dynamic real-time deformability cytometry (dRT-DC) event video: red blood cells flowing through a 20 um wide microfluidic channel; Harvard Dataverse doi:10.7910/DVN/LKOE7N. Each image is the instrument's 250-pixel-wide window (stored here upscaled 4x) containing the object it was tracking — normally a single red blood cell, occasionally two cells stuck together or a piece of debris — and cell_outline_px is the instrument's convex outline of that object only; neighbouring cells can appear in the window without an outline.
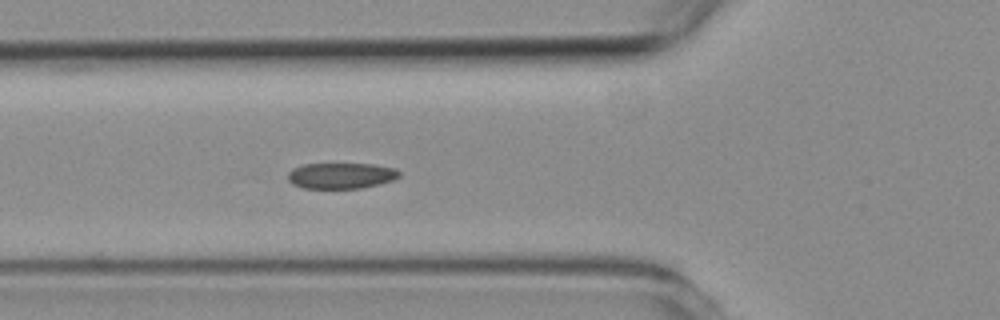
{"species": "common noctule bat (a hibernating species)", "species_latin": "Nyctalus noctula", "temperature_condition": "room temperature", "stored_images_in_passage": 6, "segment_of_instrument_passage": [1, 2], "camera_frame_rate_fps": 3000, "um_per_image_px": 0.085, "animal": {"sex": "female", "body_mass_g": 19.3, "forearm_length_mm": 54.1}, "frame": {"image": 1, "passage_image": 5, "time_ms": 4.667, "image_size_px": [1000, 320], "cell_outline_px": [[400, 176], [392, 180], [380, 184], [360, 188], [304, 188], [292, 184], [288, 180], [288, 172], [292, 168], [304, 164], [372, 164], [396, 168], [400, 172]], "centroid_in_image_um": [28.99, 14.93], "position_along_channel_um": 96.8, "area_um2": 16.82}}